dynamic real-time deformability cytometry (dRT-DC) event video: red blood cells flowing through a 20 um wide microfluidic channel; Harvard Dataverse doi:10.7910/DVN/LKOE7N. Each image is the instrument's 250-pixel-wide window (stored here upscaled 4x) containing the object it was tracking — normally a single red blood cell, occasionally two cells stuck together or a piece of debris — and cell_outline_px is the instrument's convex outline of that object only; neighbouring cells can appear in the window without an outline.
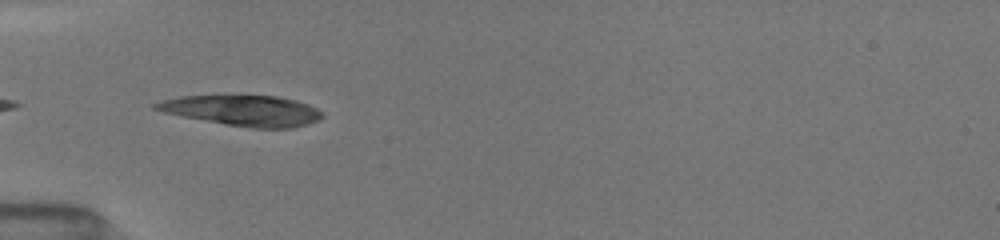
{"species": "common noctule bat (a hibernating species)", "species_latin": "Nyctalus noctula", "temperature_condition": "room temperature", "stored_images_in_passage": 5, "camera_frame_rate_fps": 3000, "um_per_image_px": 0.085, "animal": {"sex": "female", "body_mass_g": 19.5, "forearm_length_mm": 54.1}, "frame": {"image": 1, "passage_image": 2, "time_ms": 0.333, "image_size_px": [1000, 240], "cell_outline_px": [[324, 116], [320, 120], [308, 124], [292, 128], [248, 128], [224, 124], [164, 112], [152, 108], [152, 104], [160, 100], [180, 96], [276, 96], [296, 100], [308, 104], [316, 108]], "centroid_in_image_um": [20.65, 9.4], "position_along_channel_um": 64.3, "area_um2": 29.54}}